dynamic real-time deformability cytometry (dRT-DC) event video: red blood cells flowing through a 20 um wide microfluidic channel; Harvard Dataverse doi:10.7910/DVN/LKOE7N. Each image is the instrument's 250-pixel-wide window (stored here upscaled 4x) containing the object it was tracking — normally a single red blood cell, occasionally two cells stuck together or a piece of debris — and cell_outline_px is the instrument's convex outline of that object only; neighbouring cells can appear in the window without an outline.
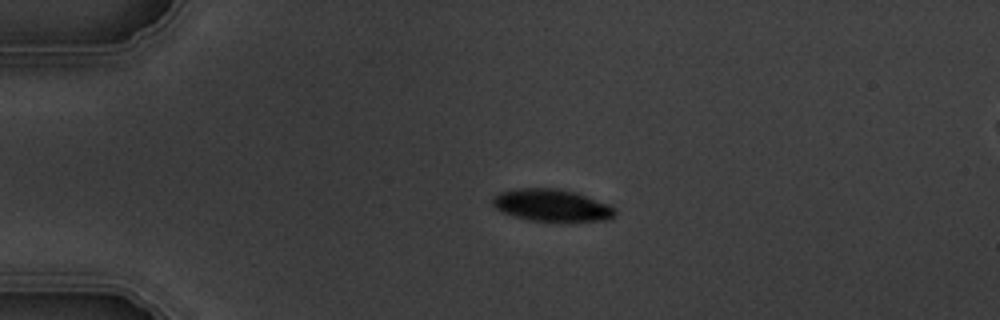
{"species": "common noctule bat (a hibernating species)", "species_latin": "Nyctalus noctula", "temperature_condition": "warm", "stored_images_in_passage": 5, "segment_of_instrument_passage": [1, 2], "camera_frame_rate_fps": 3000, "um_per_image_px": 0.085, "animal": {"sex": "male", "body_mass_g": 19.5, "forearm_length_mm": 54.6}, "frame": {"image": 1, "passage_image": 3, "time_ms": 2.333, "image_size_px": [1000, 320], "cell_outline_px": [[616, 216], [608, 220], [532, 220], [516, 216], [504, 212], [496, 208], [492, 204], [492, 196], [500, 192], [516, 188], [560, 188], [576, 192], [608, 204], [616, 208]], "centroid_in_image_um": [46.91, 17.42], "position_along_channel_um": 38.1, "area_um2": 22.66}}